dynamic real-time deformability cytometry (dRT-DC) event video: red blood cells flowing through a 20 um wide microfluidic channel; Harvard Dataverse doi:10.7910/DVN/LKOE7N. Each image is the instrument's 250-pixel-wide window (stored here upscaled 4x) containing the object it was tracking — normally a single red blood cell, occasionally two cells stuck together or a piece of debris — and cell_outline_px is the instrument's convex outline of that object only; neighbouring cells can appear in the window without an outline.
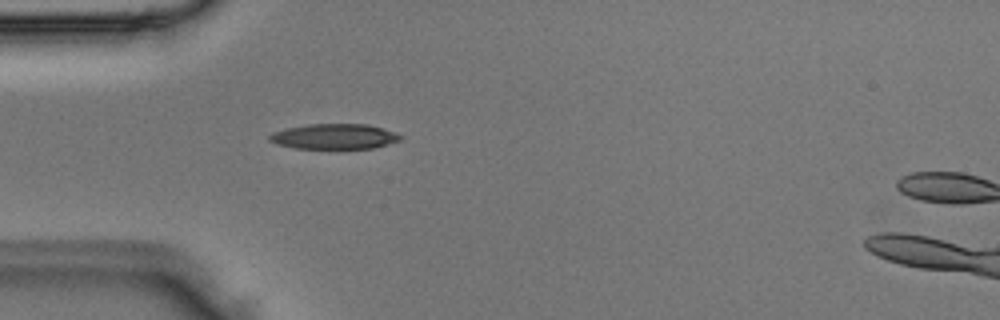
{"species": "Egyptian fruit bat (a non-hibernating species)", "species_latin": "Rousettus aegyptiacus", "temperature_condition": "room temperature", "stored_images_in_passage": 2, "segment_of_instrument_passage": [1, 2], "camera_frame_rate_fps": 3000, "um_per_image_px": 0.085, "animal": {"sex": "male"}, "frame": {"image": 1, "passage_image": 1, "time_ms": 0.0, "image_size_px": [1000, 320], "cell_outline_px": [[404, 136], [400, 140], [376, 148], [296, 148], [276, 144], [268, 140], [268, 136], [272, 132], [284, 128], [308, 124], [368, 124], [396, 132]], "centroid_in_image_um": [28.41, 11.59], "position_along_channel_um": 56.6, "area_um2": 19.42}}